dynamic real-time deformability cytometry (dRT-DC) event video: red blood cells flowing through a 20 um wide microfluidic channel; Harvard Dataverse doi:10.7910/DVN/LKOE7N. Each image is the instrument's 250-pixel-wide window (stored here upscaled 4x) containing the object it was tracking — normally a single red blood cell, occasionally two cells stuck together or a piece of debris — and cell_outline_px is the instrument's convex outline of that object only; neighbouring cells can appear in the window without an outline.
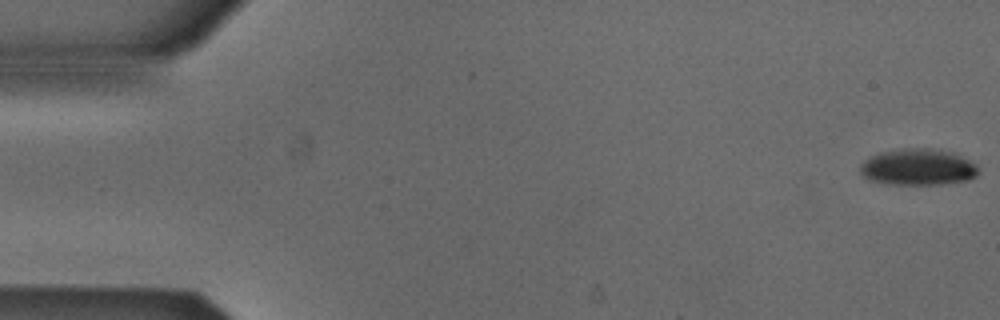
{"species": "Egyptian fruit bat (a non-hibernating species)", "species_latin": "Rousettus aegyptiacus", "temperature_condition": "cold", "stored_images_in_passage": 51, "camera_frame_rate_fps": 3000, "um_per_image_px": 0.085, "animal": {"sex": "male"}, "frame": {"image": 1, "passage_image": 1, "time_ms": 0.0, "image_size_px": [1000, 320], "cell_outline_px": [[980, 172], [976, 176], [968, 180], [940, 184], [888, 184], [868, 180], [860, 172], [860, 164], [864, 160], [880, 152], [904, 148], [940, 148], [952, 152], [976, 164]], "centroid_in_image_um": [78.03, 14.19], "position_along_channel_um": 7.0, "area_um2": 25.26}}
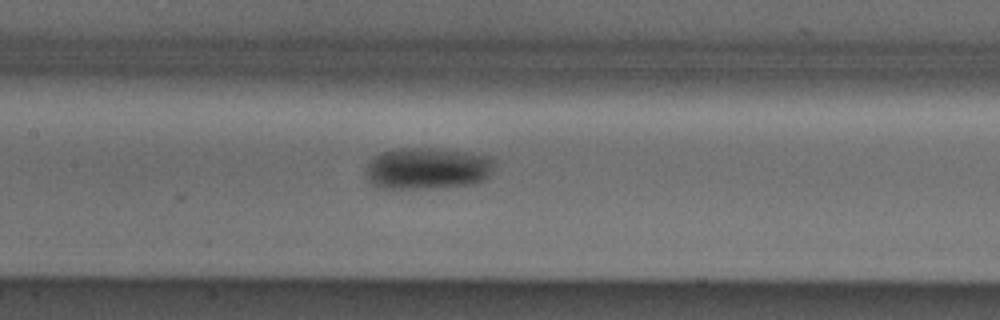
{"frame": {"image": 2, "passage_image": 25, "time_ms": 8.0, "image_size_px": [1000, 320], "cell_outline_px": [[496, 164], [488, 176], [484, 180], [468, 184], [428, 188], [380, 188], [372, 184], [368, 180], [368, 164], [372, 156], [392, 148], [436, 148], [492, 156], [496, 160]], "centroid_in_image_um": [36.35, 14.29], "position_along_channel_um": 171.1, "area_um2": 31.27}}
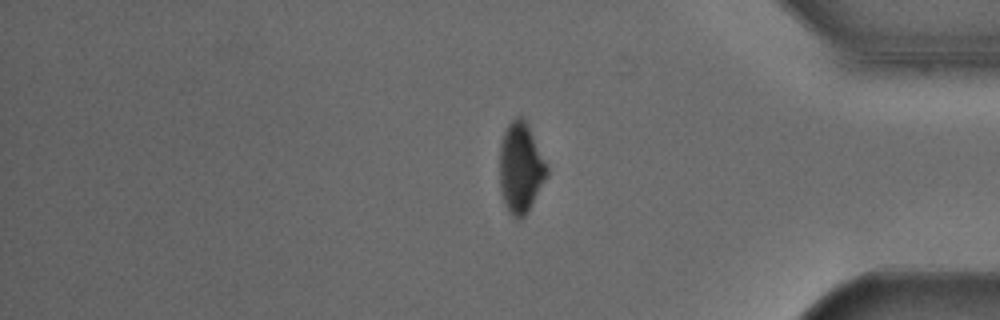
{"frame": {"image": 3, "passage_image": 44, "time_ms": 14.333, "image_size_px": [1000, 320], "cell_outline_px": [[548, 172], [528, 212], [520, 220], [516, 220], [508, 212], [504, 204], [500, 188], [500, 144], [504, 132], [508, 124], [516, 116], [520, 116], [528, 124], [548, 168]], "centroid_in_image_um": [44.23, 14.29], "position_along_channel_um": 391.0, "area_um2": 24.74}}